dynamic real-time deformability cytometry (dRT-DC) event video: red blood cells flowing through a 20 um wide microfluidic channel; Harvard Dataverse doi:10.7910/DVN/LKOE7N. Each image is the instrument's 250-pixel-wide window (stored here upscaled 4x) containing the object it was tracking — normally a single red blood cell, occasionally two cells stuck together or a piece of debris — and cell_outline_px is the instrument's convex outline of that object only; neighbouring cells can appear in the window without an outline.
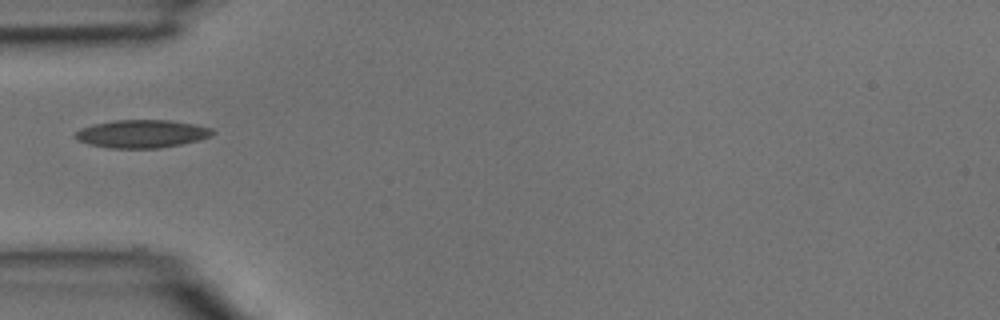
{"species": "common noctule bat (a hibernating species)", "species_latin": "Nyctalus noctula", "temperature_condition": "room temperature", "stored_images_in_passage": 4, "camera_frame_rate_fps": 3000, "um_per_image_px": 0.085, "animal": {"sex": "male", "body_mass_g": 15.6}, "frame": {"image": 1, "passage_image": 4, "time_ms": 1.0, "image_size_px": [1000, 320], "cell_outline_px": [[216, 132], [212, 136], [200, 140], [160, 148], [112, 148], [88, 144], [76, 140], [72, 136], [80, 128], [96, 124], [116, 120], [172, 120], [196, 124], [212, 128]], "centroid_in_image_um": [12.08, 11.37], "position_along_channel_um": 72.9, "area_um2": 22.54}}